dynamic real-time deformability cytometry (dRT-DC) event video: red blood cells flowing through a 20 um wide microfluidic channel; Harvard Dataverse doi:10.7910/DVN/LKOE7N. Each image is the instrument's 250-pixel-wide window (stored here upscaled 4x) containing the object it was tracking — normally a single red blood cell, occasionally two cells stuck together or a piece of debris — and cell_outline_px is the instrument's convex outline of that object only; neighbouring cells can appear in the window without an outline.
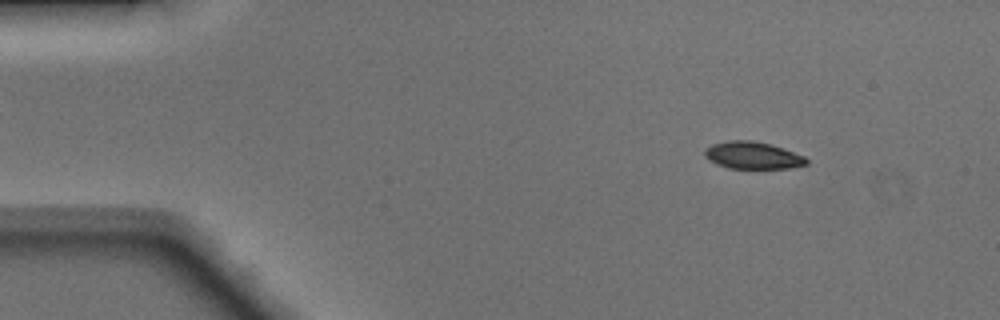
{"species": "Egyptian fruit bat (a non-hibernating species)", "species_latin": "Rousettus aegyptiacus", "temperature_condition": "warm", "stored_images_in_passage": 49, "camera_frame_rate_fps": 3000, "um_per_image_px": 0.085, "animal": {"sex": "male"}, "frame": {"image": 1, "passage_image": 6, "time_ms": 1.667, "image_size_px": [1000, 320], "cell_outline_px": [[808, 164], [792, 168], [728, 168], [716, 164], [708, 160], [704, 156], [704, 148], [712, 144], [728, 140], [752, 140], [768, 144], [804, 156], [808, 160]], "centroid_in_image_um": [63.92, 13.21], "position_along_channel_um": 21.1, "area_um2": 16.07}}
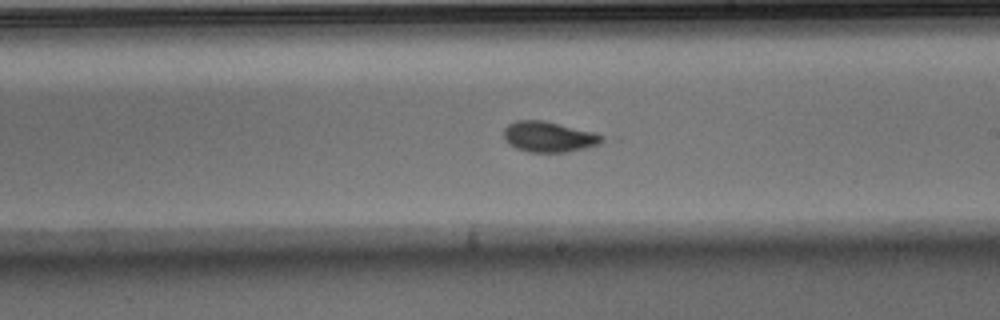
{"frame": {"image": 2, "passage_image": 28, "time_ms": 9.0, "image_size_px": [1000, 320], "cell_outline_px": [[608, 140], [600, 144], [568, 152], [528, 152], [516, 148], [508, 144], [504, 140], [504, 128], [508, 124], [516, 120], [544, 120], [596, 132], [604, 136]], "centroid_in_image_um": [46.68, 11.62], "position_along_channel_um": 242.3, "area_um2": 17.86}}
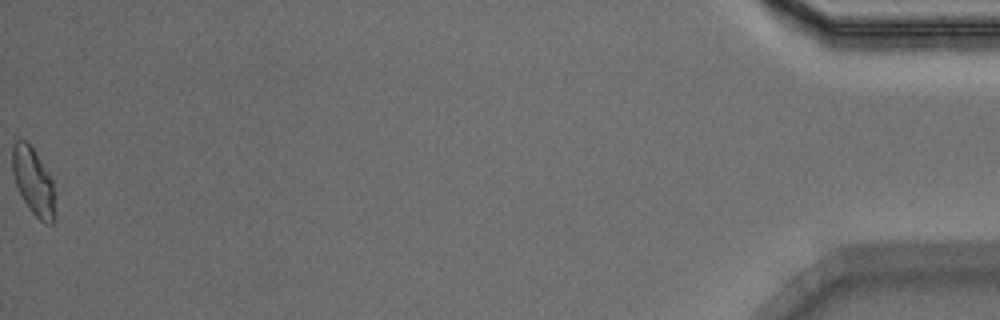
{"frame": {"image": 3, "passage_image": 49, "time_ms": 16.0, "image_size_px": [1000, 320], "cell_outline_px": [[52, 224], [48, 224], [40, 220], [28, 208], [16, 184], [12, 172], [12, 144], [16, 140], [28, 140], [36, 152], [52, 180]], "centroid_in_image_um": [2.77, 15.32], "position_along_channel_um": 432.4, "area_um2": 16.13}, "authors_computed_cell_mechanics": {"area_um2": 16.5886, "velocity_mm_per_s": 4.1514, "shape_relaxation_time_tau1_ms": 3.8666, "shape_relaxation_time_tau2_ms": 0.9932, "deformation_change_tau1": 0.158, "deformation_change_tau2": 0.0648}}